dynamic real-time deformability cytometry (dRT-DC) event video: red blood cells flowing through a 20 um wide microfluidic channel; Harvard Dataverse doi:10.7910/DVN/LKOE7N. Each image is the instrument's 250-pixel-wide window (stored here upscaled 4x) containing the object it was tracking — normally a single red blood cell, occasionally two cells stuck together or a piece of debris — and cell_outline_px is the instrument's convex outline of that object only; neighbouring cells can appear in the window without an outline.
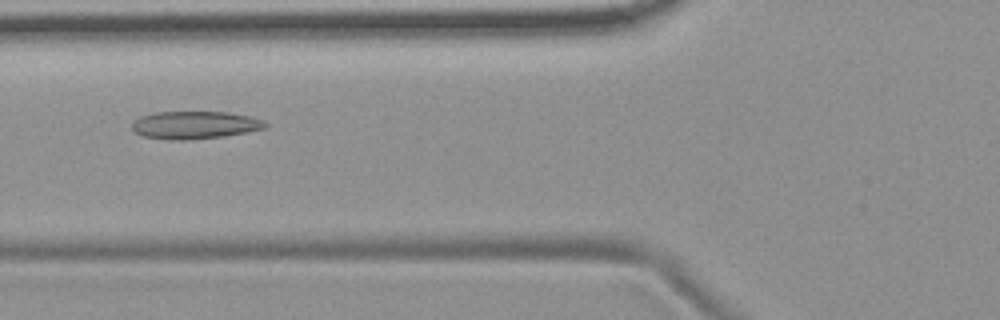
{"species": "common noctule bat (a hibernating species)", "species_latin": "Nyctalus noctula", "temperature_condition": "room temperature", "stored_images_in_passage": 9, "camera_frame_rate_fps": 3000, "um_per_image_px": 0.085, "animal": {"sex": "female", "body_mass_g": 19.9}, "frame": {"image": 1, "passage_image": 4, "time_ms": 4.667, "image_size_px": [1000, 320], "cell_outline_px": [[268, 124], [264, 128], [248, 132], [224, 136], [184, 140], [172, 140], [144, 136], [136, 132], [132, 128], [132, 124], [140, 116], [156, 112], [228, 112], [248, 116], [264, 120]], "centroid_in_image_um": [16.58, 10.62], "position_along_channel_um": 109.2, "area_um2": 21.33}}
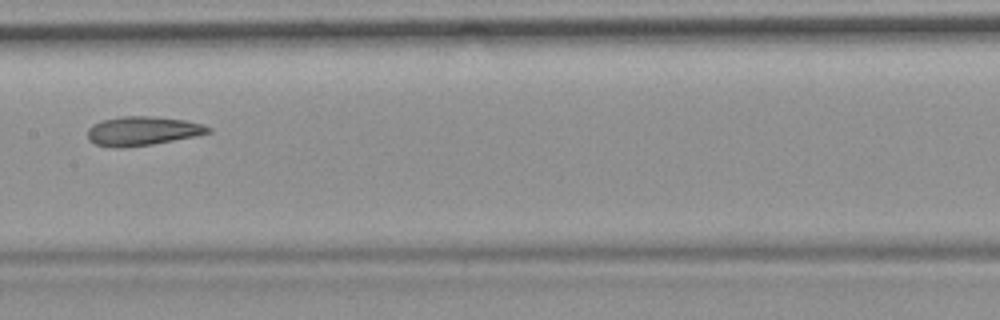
{"frame": {"image": 2, "passage_image": 6, "time_ms": 7.0, "image_size_px": [1000, 320], "cell_outline_px": [[212, 132], [196, 136], [152, 144], [124, 148], [112, 148], [96, 144], [88, 140], [88, 128], [92, 124], [104, 120], [120, 116], [152, 116], [184, 120], [204, 124], [212, 128]], "centroid_in_image_um": [12.12, 11.14], "position_along_channel_um": 195.3, "area_um2": 20.58}}